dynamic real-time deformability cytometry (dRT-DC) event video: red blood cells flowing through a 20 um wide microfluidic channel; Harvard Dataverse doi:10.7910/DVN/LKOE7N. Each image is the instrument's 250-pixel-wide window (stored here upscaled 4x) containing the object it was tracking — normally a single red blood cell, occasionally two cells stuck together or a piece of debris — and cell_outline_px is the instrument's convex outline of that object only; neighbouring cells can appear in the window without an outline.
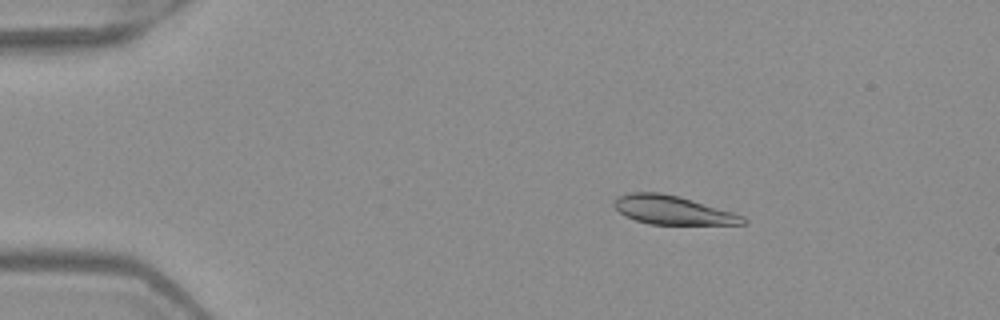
{"species": "Egyptian fruit bat (a non-hibernating species)", "species_latin": "Rousettus aegyptiacus", "temperature_condition": "warm", "stored_images_in_passage": 4, "camera_frame_rate_fps": 3000, "um_per_image_px": 0.085, "frame": {"image": 1, "passage_image": 2, "time_ms": 0.333, "image_size_px": [1000, 320], "cell_outline_px": [[748, 224], [648, 224], [624, 216], [612, 204], [612, 200], [616, 196], [628, 192], [660, 192], [692, 200], [732, 212], [744, 216], [748, 220]], "centroid_in_image_um": [57.12, 17.85], "position_along_channel_um": 27.9, "area_um2": 21.56}}